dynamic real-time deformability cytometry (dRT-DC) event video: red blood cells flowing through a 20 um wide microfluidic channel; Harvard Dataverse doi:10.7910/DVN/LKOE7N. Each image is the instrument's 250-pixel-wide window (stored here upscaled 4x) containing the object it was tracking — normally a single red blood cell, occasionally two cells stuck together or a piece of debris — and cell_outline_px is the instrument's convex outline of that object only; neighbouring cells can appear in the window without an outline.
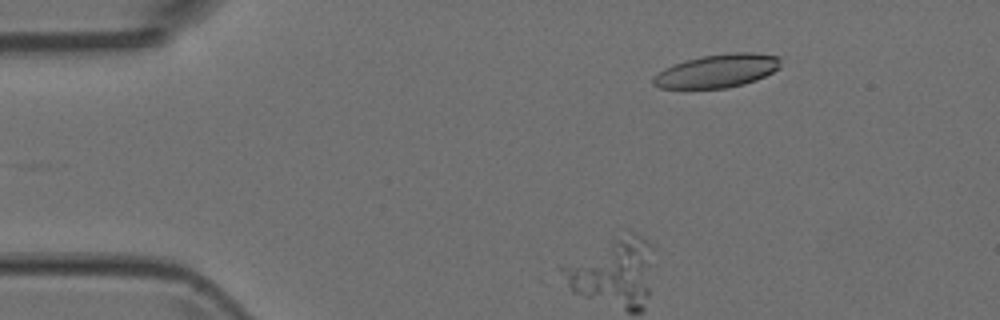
{"species": "Egyptian fruit bat (a non-hibernating species)", "species_latin": "Rousettus aegyptiacus", "temperature_condition": "room temperature", "stored_images_in_passage": 3, "camera_frame_rate_fps": 3000, "um_per_image_px": 0.085, "animal": {"sex": "female"}, "frame": {"image": 1, "passage_image": 3, "time_ms": 0.667, "image_size_px": [1000, 320], "cell_outline_px": [[780, 68], [756, 80], [744, 84], [728, 88], [660, 88], [652, 84], [652, 80], [660, 72], [676, 64], [688, 60], [704, 56], [732, 52], [752, 52], [780, 56]], "centroid_in_image_um": [61.04, 6.03], "position_along_channel_um": 24.0, "area_um2": 24.39}}